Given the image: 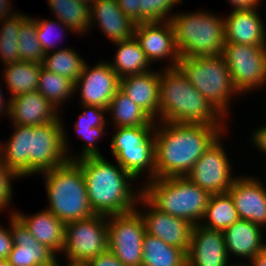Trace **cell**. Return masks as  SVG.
Wrapping results in <instances>:
<instances>
[{"instance_id": "20", "label": "cell", "mask_w": 266, "mask_h": 266, "mask_svg": "<svg viewBox=\"0 0 266 266\" xmlns=\"http://www.w3.org/2000/svg\"><path fill=\"white\" fill-rule=\"evenodd\" d=\"M94 24L112 43L131 39L136 26L120 9L117 0H94L90 4V29Z\"/></svg>"}, {"instance_id": "15", "label": "cell", "mask_w": 266, "mask_h": 266, "mask_svg": "<svg viewBox=\"0 0 266 266\" xmlns=\"http://www.w3.org/2000/svg\"><path fill=\"white\" fill-rule=\"evenodd\" d=\"M141 204L144 205V209H147L145 212L139 211L138 206ZM136 206V210L143 219L146 234L155 236L166 244L178 247L186 253L188 252L192 224L179 217H174L168 213L159 211L142 194Z\"/></svg>"}, {"instance_id": "35", "label": "cell", "mask_w": 266, "mask_h": 266, "mask_svg": "<svg viewBox=\"0 0 266 266\" xmlns=\"http://www.w3.org/2000/svg\"><path fill=\"white\" fill-rule=\"evenodd\" d=\"M37 91L58 110L61 104L63 106V103L74 95V82L41 67Z\"/></svg>"}, {"instance_id": "51", "label": "cell", "mask_w": 266, "mask_h": 266, "mask_svg": "<svg viewBox=\"0 0 266 266\" xmlns=\"http://www.w3.org/2000/svg\"><path fill=\"white\" fill-rule=\"evenodd\" d=\"M233 266H246V265H244V263L243 262H241V264H237V263H235V265H233Z\"/></svg>"}, {"instance_id": "14", "label": "cell", "mask_w": 266, "mask_h": 266, "mask_svg": "<svg viewBox=\"0 0 266 266\" xmlns=\"http://www.w3.org/2000/svg\"><path fill=\"white\" fill-rule=\"evenodd\" d=\"M98 62L91 68L84 64L82 74L74 83V93L80 92V104L108 109L119 89L120 78L107 61Z\"/></svg>"}, {"instance_id": "40", "label": "cell", "mask_w": 266, "mask_h": 266, "mask_svg": "<svg viewBox=\"0 0 266 266\" xmlns=\"http://www.w3.org/2000/svg\"><path fill=\"white\" fill-rule=\"evenodd\" d=\"M140 1L141 0H117L123 13L136 24L141 23Z\"/></svg>"}, {"instance_id": "30", "label": "cell", "mask_w": 266, "mask_h": 266, "mask_svg": "<svg viewBox=\"0 0 266 266\" xmlns=\"http://www.w3.org/2000/svg\"><path fill=\"white\" fill-rule=\"evenodd\" d=\"M42 64L16 61L5 65L3 82L11 97L37 91Z\"/></svg>"}, {"instance_id": "50", "label": "cell", "mask_w": 266, "mask_h": 266, "mask_svg": "<svg viewBox=\"0 0 266 266\" xmlns=\"http://www.w3.org/2000/svg\"><path fill=\"white\" fill-rule=\"evenodd\" d=\"M80 1H83V2L88 3L90 5L94 0H80Z\"/></svg>"}, {"instance_id": "21", "label": "cell", "mask_w": 266, "mask_h": 266, "mask_svg": "<svg viewBox=\"0 0 266 266\" xmlns=\"http://www.w3.org/2000/svg\"><path fill=\"white\" fill-rule=\"evenodd\" d=\"M52 103L38 91L10 98L11 125L37 126L56 121L60 116Z\"/></svg>"}, {"instance_id": "41", "label": "cell", "mask_w": 266, "mask_h": 266, "mask_svg": "<svg viewBox=\"0 0 266 266\" xmlns=\"http://www.w3.org/2000/svg\"><path fill=\"white\" fill-rule=\"evenodd\" d=\"M9 228H5L0 225V260L8 259V256L13 247V238L10 230V222H8Z\"/></svg>"}, {"instance_id": "10", "label": "cell", "mask_w": 266, "mask_h": 266, "mask_svg": "<svg viewBox=\"0 0 266 266\" xmlns=\"http://www.w3.org/2000/svg\"><path fill=\"white\" fill-rule=\"evenodd\" d=\"M107 215L91 217L65 224L63 254L68 262L86 264L108 250Z\"/></svg>"}, {"instance_id": "25", "label": "cell", "mask_w": 266, "mask_h": 266, "mask_svg": "<svg viewBox=\"0 0 266 266\" xmlns=\"http://www.w3.org/2000/svg\"><path fill=\"white\" fill-rule=\"evenodd\" d=\"M14 214L24 223L37 241L48 246L56 254L62 253L65 224L51 211L43 209L41 212L26 216L22 212L14 210Z\"/></svg>"}, {"instance_id": "12", "label": "cell", "mask_w": 266, "mask_h": 266, "mask_svg": "<svg viewBox=\"0 0 266 266\" xmlns=\"http://www.w3.org/2000/svg\"><path fill=\"white\" fill-rule=\"evenodd\" d=\"M108 250L125 266H141L145 226L140 213L132 211L109 215Z\"/></svg>"}, {"instance_id": "42", "label": "cell", "mask_w": 266, "mask_h": 266, "mask_svg": "<svg viewBox=\"0 0 266 266\" xmlns=\"http://www.w3.org/2000/svg\"><path fill=\"white\" fill-rule=\"evenodd\" d=\"M86 266H125L111 251L98 255L86 263Z\"/></svg>"}, {"instance_id": "37", "label": "cell", "mask_w": 266, "mask_h": 266, "mask_svg": "<svg viewBox=\"0 0 266 266\" xmlns=\"http://www.w3.org/2000/svg\"><path fill=\"white\" fill-rule=\"evenodd\" d=\"M179 3L182 4V0H141V23L151 21H169L173 15L171 13L172 9Z\"/></svg>"}, {"instance_id": "34", "label": "cell", "mask_w": 266, "mask_h": 266, "mask_svg": "<svg viewBox=\"0 0 266 266\" xmlns=\"http://www.w3.org/2000/svg\"><path fill=\"white\" fill-rule=\"evenodd\" d=\"M28 18V15L16 11L13 15L0 20V59L3 66L20 61L18 36L21 25Z\"/></svg>"}, {"instance_id": "31", "label": "cell", "mask_w": 266, "mask_h": 266, "mask_svg": "<svg viewBox=\"0 0 266 266\" xmlns=\"http://www.w3.org/2000/svg\"><path fill=\"white\" fill-rule=\"evenodd\" d=\"M239 219L233 199L226 192L210 196L200 225L210 230L223 232Z\"/></svg>"}, {"instance_id": "45", "label": "cell", "mask_w": 266, "mask_h": 266, "mask_svg": "<svg viewBox=\"0 0 266 266\" xmlns=\"http://www.w3.org/2000/svg\"><path fill=\"white\" fill-rule=\"evenodd\" d=\"M247 264L246 266H266V247L257 253Z\"/></svg>"}, {"instance_id": "38", "label": "cell", "mask_w": 266, "mask_h": 266, "mask_svg": "<svg viewBox=\"0 0 266 266\" xmlns=\"http://www.w3.org/2000/svg\"><path fill=\"white\" fill-rule=\"evenodd\" d=\"M33 19L36 21L37 24V39L41 43V47L44 53L51 52L53 51L56 46L57 48V43L55 42V39L53 35L55 34L54 29L57 27L60 33H62L64 30L70 31V29L65 26L60 20L55 19V20H49V19ZM55 24V25H54ZM57 25V26H56ZM60 27V28H59ZM63 29V30H62ZM57 32V31H56ZM54 33V34H53ZM58 32V34H60ZM61 35V34H60ZM59 36V35H58ZM54 40H53V39ZM56 38V37H55ZM60 38V37H59ZM58 38V39H59ZM57 39V40H58ZM61 39V38H60ZM62 41V39H61Z\"/></svg>"}, {"instance_id": "5", "label": "cell", "mask_w": 266, "mask_h": 266, "mask_svg": "<svg viewBox=\"0 0 266 266\" xmlns=\"http://www.w3.org/2000/svg\"><path fill=\"white\" fill-rule=\"evenodd\" d=\"M141 192L159 211L184 219L193 226L201 223L211 196L186 176L149 180Z\"/></svg>"}, {"instance_id": "44", "label": "cell", "mask_w": 266, "mask_h": 266, "mask_svg": "<svg viewBox=\"0 0 266 266\" xmlns=\"http://www.w3.org/2000/svg\"><path fill=\"white\" fill-rule=\"evenodd\" d=\"M227 1V0H226ZM261 0H228L232 10L258 9Z\"/></svg>"}, {"instance_id": "7", "label": "cell", "mask_w": 266, "mask_h": 266, "mask_svg": "<svg viewBox=\"0 0 266 266\" xmlns=\"http://www.w3.org/2000/svg\"><path fill=\"white\" fill-rule=\"evenodd\" d=\"M51 211L64 224L94 215L82 168L75 161L41 173Z\"/></svg>"}, {"instance_id": "9", "label": "cell", "mask_w": 266, "mask_h": 266, "mask_svg": "<svg viewBox=\"0 0 266 266\" xmlns=\"http://www.w3.org/2000/svg\"><path fill=\"white\" fill-rule=\"evenodd\" d=\"M155 126L114 128L110 144L112 156L135 180L142 173L148 175L146 181L156 178Z\"/></svg>"}, {"instance_id": "2", "label": "cell", "mask_w": 266, "mask_h": 266, "mask_svg": "<svg viewBox=\"0 0 266 266\" xmlns=\"http://www.w3.org/2000/svg\"><path fill=\"white\" fill-rule=\"evenodd\" d=\"M156 178L184 177L226 125L156 122ZM161 124V125H160ZM225 127V128H224Z\"/></svg>"}, {"instance_id": "46", "label": "cell", "mask_w": 266, "mask_h": 266, "mask_svg": "<svg viewBox=\"0 0 266 266\" xmlns=\"http://www.w3.org/2000/svg\"><path fill=\"white\" fill-rule=\"evenodd\" d=\"M10 1L11 0H0V20L16 13L11 10V7L13 6L10 3H13V2H10Z\"/></svg>"}, {"instance_id": "39", "label": "cell", "mask_w": 266, "mask_h": 266, "mask_svg": "<svg viewBox=\"0 0 266 266\" xmlns=\"http://www.w3.org/2000/svg\"><path fill=\"white\" fill-rule=\"evenodd\" d=\"M21 177L0 160V212L8 208L12 198V180Z\"/></svg>"}, {"instance_id": "36", "label": "cell", "mask_w": 266, "mask_h": 266, "mask_svg": "<svg viewBox=\"0 0 266 266\" xmlns=\"http://www.w3.org/2000/svg\"><path fill=\"white\" fill-rule=\"evenodd\" d=\"M20 61L42 64L45 53L37 39V24L30 16L20 28L18 36Z\"/></svg>"}, {"instance_id": "26", "label": "cell", "mask_w": 266, "mask_h": 266, "mask_svg": "<svg viewBox=\"0 0 266 266\" xmlns=\"http://www.w3.org/2000/svg\"><path fill=\"white\" fill-rule=\"evenodd\" d=\"M84 111L79 115V119L75 121V132L84 140L82 152L79 156L74 157V160L86 157L102 155L97 148L98 140L102 135L106 134L105 126L107 125V119L105 112L106 108L100 106H90L80 104Z\"/></svg>"}, {"instance_id": "4", "label": "cell", "mask_w": 266, "mask_h": 266, "mask_svg": "<svg viewBox=\"0 0 266 266\" xmlns=\"http://www.w3.org/2000/svg\"><path fill=\"white\" fill-rule=\"evenodd\" d=\"M158 120L208 125L227 123L225 117L191 85L178 67L159 71Z\"/></svg>"}, {"instance_id": "17", "label": "cell", "mask_w": 266, "mask_h": 266, "mask_svg": "<svg viewBox=\"0 0 266 266\" xmlns=\"http://www.w3.org/2000/svg\"><path fill=\"white\" fill-rule=\"evenodd\" d=\"M11 211L10 230L14 245L7 259L9 263L12 266H57L56 253L37 241L14 211Z\"/></svg>"}, {"instance_id": "48", "label": "cell", "mask_w": 266, "mask_h": 266, "mask_svg": "<svg viewBox=\"0 0 266 266\" xmlns=\"http://www.w3.org/2000/svg\"><path fill=\"white\" fill-rule=\"evenodd\" d=\"M0 266H12L7 259L0 260Z\"/></svg>"}, {"instance_id": "3", "label": "cell", "mask_w": 266, "mask_h": 266, "mask_svg": "<svg viewBox=\"0 0 266 266\" xmlns=\"http://www.w3.org/2000/svg\"><path fill=\"white\" fill-rule=\"evenodd\" d=\"M74 161L83 170L89 204L95 214L109 216L136 209L141 187L134 192L131 183L136 180L118 163L111 164L103 155Z\"/></svg>"}, {"instance_id": "33", "label": "cell", "mask_w": 266, "mask_h": 266, "mask_svg": "<svg viewBox=\"0 0 266 266\" xmlns=\"http://www.w3.org/2000/svg\"><path fill=\"white\" fill-rule=\"evenodd\" d=\"M81 55L71 48H58L44 55L42 67L50 72L65 76L74 83L82 74L84 64L87 63Z\"/></svg>"}, {"instance_id": "49", "label": "cell", "mask_w": 266, "mask_h": 266, "mask_svg": "<svg viewBox=\"0 0 266 266\" xmlns=\"http://www.w3.org/2000/svg\"><path fill=\"white\" fill-rule=\"evenodd\" d=\"M57 266H60V265L57 263ZM66 266H86V264H75V263L67 262Z\"/></svg>"}, {"instance_id": "13", "label": "cell", "mask_w": 266, "mask_h": 266, "mask_svg": "<svg viewBox=\"0 0 266 266\" xmlns=\"http://www.w3.org/2000/svg\"><path fill=\"white\" fill-rule=\"evenodd\" d=\"M222 136L224 133L210 145L186 175L191 182L210 195L228 192L235 179L231 172V162L222 144Z\"/></svg>"}, {"instance_id": "18", "label": "cell", "mask_w": 266, "mask_h": 266, "mask_svg": "<svg viewBox=\"0 0 266 266\" xmlns=\"http://www.w3.org/2000/svg\"><path fill=\"white\" fill-rule=\"evenodd\" d=\"M240 177V178H239ZM257 177L236 176L228 190L239 218L263 228L266 225V188Z\"/></svg>"}, {"instance_id": "16", "label": "cell", "mask_w": 266, "mask_h": 266, "mask_svg": "<svg viewBox=\"0 0 266 266\" xmlns=\"http://www.w3.org/2000/svg\"><path fill=\"white\" fill-rule=\"evenodd\" d=\"M134 37L151 64L168 58L170 64L168 63L165 68L178 66L180 56L176 48L173 28L169 21L136 24Z\"/></svg>"}, {"instance_id": "8", "label": "cell", "mask_w": 266, "mask_h": 266, "mask_svg": "<svg viewBox=\"0 0 266 266\" xmlns=\"http://www.w3.org/2000/svg\"><path fill=\"white\" fill-rule=\"evenodd\" d=\"M177 67L191 85L228 119L231 97L235 95L237 97L240 94L233 86L230 71L223 56L183 57L179 59Z\"/></svg>"}, {"instance_id": "1", "label": "cell", "mask_w": 266, "mask_h": 266, "mask_svg": "<svg viewBox=\"0 0 266 266\" xmlns=\"http://www.w3.org/2000/svg\"><path fill=\"white\" fill-rule=\"evenodd\" d=\"M37 126L13 125L10 139L0 144V160L21 178L74 161L63 120ZM66 133V134H65ZM68 152V153H67Z\"/></svg>"}, {"instance_id": "27", "label": "cell", "mask_w": 266, "mask_h": 266, "mask_svg": "<svg viewBox=\"0 0 266 266\" xmlns=\"http://www.w3.org/2000/svg\"><path fill=\"white\" fill-rule=\"evenodd\" d=\"M113 44H115L118 49L114 56V62L108 61V63L119 78L152 70L149 67L151 66L149 60L134 36L131 39L115 42Z\"/></svg>"}, {"instance_id": "43", "label": "cell", "mask_w": 266, "mask_h": 266, "mask_svg": "<svg viewBox=\"0 0 266 266\" xmlns=\"http://www.w3.org/2000/svg\"><path fill=\"white\" fill-rule=\"evenodd\" d=\"M252 140L250 142L259 150H261V153H266V124L257 128L252 134H251Z\"/></svg>"}, {"instance_id": "11", "label": "cell", "mask_w": 266, "mask_h": 266, "mask_svg": "<svg viewBox=\"0 0 266 266\" xmlns=\"http://www.w3.org/2000/svg\"><path fill=\"white\" fill-rule=\"evenodd\" d=\"M221 55L240 95L266 85V46L225 42Z\"/></svg>"}, {"instance_id": "29", "label": "cell", "mask_w": 266, "mask_h": 266, "mask_svg": "<svg viewBox=\"0 0 266 266\" xmlns=\"http://www.w3.org/2000/svg\"><path fill=\"white\" fill-rule=\"evenodd\" d=\"M54 18L60 20L72 33L90 32V5L80 0H47Z\"/></svg>"}, {"instance_id": "32", "label": "cell", "mask_w": 266, "mask_h": 266, "mask_svg": "<svg viewBox=\"0 0 266 266\" xmlns=\"http://www.w3.org/2000/svg\"><path fill=\"white\" fill-rule=\"evenodd\" d=\"M111 113L115 127H138L143 125H156L154 121L144 110L133 102L120 89L110 101L107 109Z\"/></svg>"}, {"instance_id": "6", "label": "cell", "mask_w": 266, "mask_h": 266, "mask_svg": "<svg viewBox=\"0 0 266 266\" xmlns=\"http://www.w3.org/2000/svg\"><path fill=\"white\" fill-rule=\"evenodd\" d=\"M172 25L180 58L220 56L225 43V21L221 15L199 10L174 13Z\"/></svg>"}, {"instance_id": "22", "label": "cell", "mask_w": 266, "mask_h": 266, "mask_svg": "<svg viewBox=\"0 0 266 266\" xmlns=\"http://www.w3.org/2000/svg\"><path fill=\"white\" fill-rule=\"evenodd\" d=\"M224 18L225 42L266 46V30L256 9L231 10Z\"/></svg>"}, {"instance_id": "19", "label": "cell", "mask_w": 266, "mask_h": 266, "mask_svg": "<svg viewBox=\"0 0 266 266\" xmlns=\"http://www.w3.org/2000/svg\"><path fill=\"white\" fill-rule=\"evenodd\" d=\"M230 261L222 231L210 230L200 224L192 227L187 266H233Z\"/></svg>"}, {"instance_id": "24", "label": "cell", "mask_w": 266, "mask_h": 266, "mask_svg": "<svg viewBox=\"0 0 266 266\" xmlns=\"http://www.w3.org/2000/svg\"><path fill=\"white\" fill-rule=\"evenodd\" d=\"M263 232L261 226L243 219H239L223 231L229 260L234 255V258H247V261H250L266 247Z\"/></svg>"}, {"instance_id": "47", "label": "cell", "mask_w": 266, "mask_h": 266, "mask_svg": "<svg viewBox=\"0 0 266 266\" xmlns=\"http://www.w3.org/2000/svg\"><path fill=\"white\" fill-rule=\"evenodd\" d=\"M1 90H2V88L0 85V116H1V114H3V115L5 114L6 116H10V98H9V101L7 103H5L6 101L4 100L5 98L3 97V94H2L3 92H1Z\"/></svg>"}, {"instance_id": "28", "label": "cell", "mask_w": 266, "mask_h": 266, "mask_svg": "<svg viewBox=\"0 0 266 266\" xmlns=\"http://www.w3.org/2000/svg\"><path fill=\"white\" fill-rule=\"evenodd\" d=\"M141 266H187V253L150 234L144 235Z\"/></svg>"}, {"instance_id": "23", "label": "cell", "mask_w": 266, "mask_h": 266, "mask_svg": "<svg viewBox=\"0 0 266 266\" xmlns=\"http://www.w3.org/2000/svg\"><path fill=\"white\" fill-rule=\"evenodd\" d=\"M119 89L154 121L159 117V70L120 78Z\"/></svg>"}]
</instances>
